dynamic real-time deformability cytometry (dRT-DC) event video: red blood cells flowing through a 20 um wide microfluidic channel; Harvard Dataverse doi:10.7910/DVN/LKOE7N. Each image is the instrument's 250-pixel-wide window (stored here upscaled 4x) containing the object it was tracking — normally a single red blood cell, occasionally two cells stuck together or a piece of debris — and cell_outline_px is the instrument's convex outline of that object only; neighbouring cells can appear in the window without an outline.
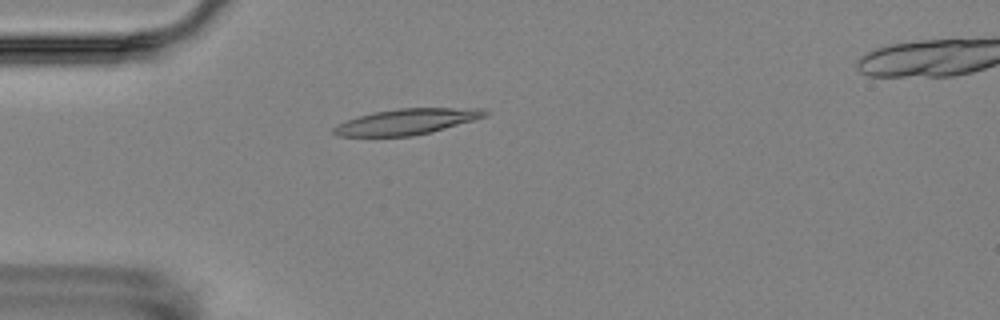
{"species": "Egyptian fruit bat (a non-hibernating species)", "species_latin": "Rousettus aegyptiacus", "temperature_condition": "room temperature", "stored_images_in_passage": 4, "camera_frame_rate_fps": 3000, "um_per_image_px": 0.085, "animal": {"sex": "female"}, "frame": {"image": 1, "passage_image": 3, "time_ms": 2.0, "image_size_px": [1000, 320], "cell_outline_px": [[488, 116], [432, 132], [412, 136], [336, 136], [332, 132], [332, 128], [336, 124], [372, 112], [400, 108], [484, 108], [488, 112]], "centroid_in_image_um": [34.58, 10.34], "position_along_channel_um": 50.4, "area_um2": 22.77}}